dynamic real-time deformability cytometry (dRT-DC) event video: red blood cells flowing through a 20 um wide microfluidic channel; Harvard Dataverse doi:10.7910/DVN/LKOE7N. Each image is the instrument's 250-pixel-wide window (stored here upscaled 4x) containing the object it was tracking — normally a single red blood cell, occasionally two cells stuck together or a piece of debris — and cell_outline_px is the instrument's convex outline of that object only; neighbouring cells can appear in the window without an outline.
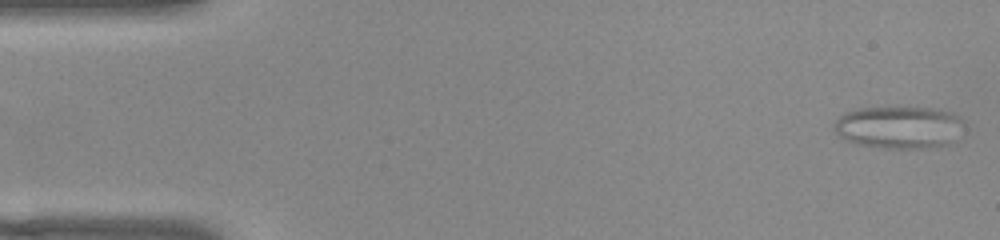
{"species": "common noctule bat (a hibernating species)", "species_latin": "Nyctalus noctula", "temperature_condition": "warm", "stored_images_in_passage": 52, "camera_frame_rate_fps": 3000, "um_per_image_px": 0.085, "animal": {"sex": "female", "body_mass_g": 22.0, "forearm_length_mm": 56.7}, "frame": {"image": 1, "passage_image": 1, "time_ms": 0.0, "image_size_px": [1000, 240], "cell_outline_px": [[960, 120], [948, 144], [936, 148], [884, 148], [856, 144], [844, 140], [832, 128], [836, 120], [844, 112], [860, 108], [936, 108], [952, 112], [960, 116]], "centroid_in_image_um": [76.3, 10.82], "position_along_channel_um": 8.7, "area_um2": 31.56}}
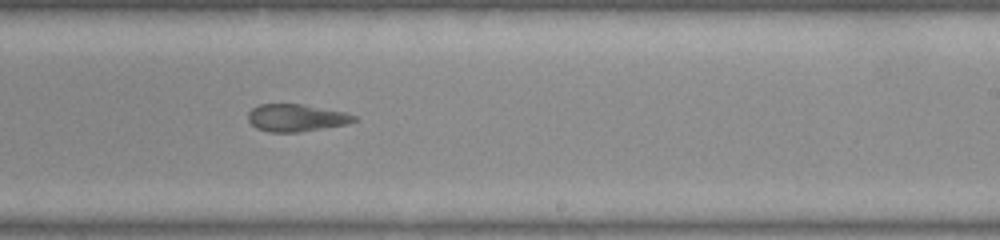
{"frame": {"image": 2, "passage_image": 31, "time_ms": 10.0, "image_size_px": [1000, 240], "cell_outline_px": [[360, 120], [348, 124], [300, 132], [268, 132], [256, 128], [248, 120], [248, 112], [252, 108], [260, 104], [304, 104], [344, 112], [356, 116]], "centroid_in_image_um": [25.2, 10.01], "position_along_channel_um": 263.8, "area_um2": 17.05}}
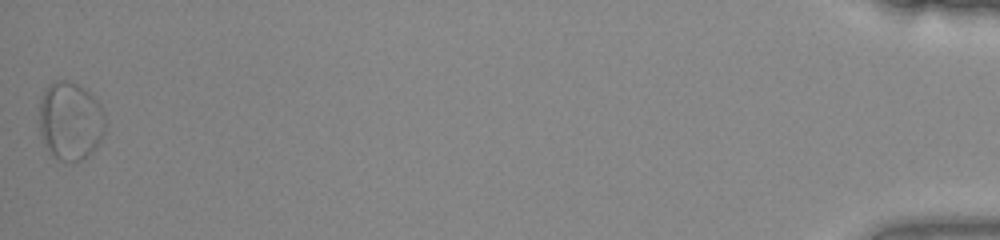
{"frame": {"image": 3, "passage_image": 52, "time_ms": 17.0, "image_size_px": [1000, 240], "cell_outline_px": [[104, 132], [100, 140], [88, 156], [84, 160], [60, 160], [44, 144], [40, 132], [40, 100], [48, 84], [56, 80], [64, 80], [76, 84], [84, 88], [100, 104], [104, 112]], "centroid_in_image_um": [5.98, 10.26], "position_along_channel_um": 429.2, "area_um2": 29.65}, "authors_computed_cell_mechanics": {"area_um2": 20.519, "velocity_mm_per_s": 3.8204, "shape_relaxation_time_tau1_ms": null, "shape_relaxation_time_tau2_ms": 2.5997, "deformation_change_tau1": null, "deformation_change_tau2": 0.111}}